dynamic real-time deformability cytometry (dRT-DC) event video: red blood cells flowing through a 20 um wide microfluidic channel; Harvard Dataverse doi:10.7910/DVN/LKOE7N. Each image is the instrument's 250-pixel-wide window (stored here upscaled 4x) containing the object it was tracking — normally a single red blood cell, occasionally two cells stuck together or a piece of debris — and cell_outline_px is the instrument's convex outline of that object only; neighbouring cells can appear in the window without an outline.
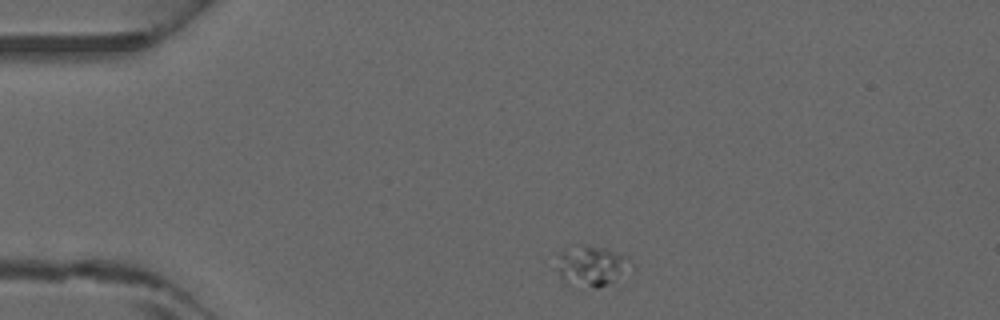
{"species": "common noctule bat (a hibernating species)", "species_latin": "Nyctalus noctula", "temperature_condition": "warm", "stored_images_in_passage": 2, "camera_frame_rate_fps": 3000, "um_per_image_px": 0.085, "animal": {"sex": "male", "forearm_length_mm": 52.5}, "frame": {"image": 1, "passage_image": 1, "time_ms": 0.0, "image_size_px": [1000, 320], "cell_outline_px": [[632, 260], [604, 284], [596, 288], [568, 284], [560, 276], [556, 268], [560, 252], [584, 244], [604, 248], [628, 256]], "centroid_in_image_um": [50.14, 22.56], "position_along_channel_um": 34.9, "area_um2": 16.24}}